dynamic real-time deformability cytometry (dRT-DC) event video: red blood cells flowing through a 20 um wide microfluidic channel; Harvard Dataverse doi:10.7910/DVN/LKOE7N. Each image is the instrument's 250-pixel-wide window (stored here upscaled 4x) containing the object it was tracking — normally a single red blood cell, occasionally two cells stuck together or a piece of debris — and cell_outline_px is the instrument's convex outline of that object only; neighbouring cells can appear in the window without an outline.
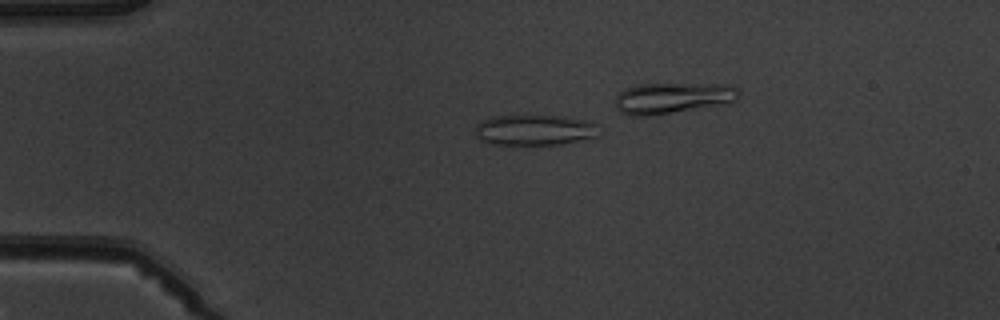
{"species": "common noctule bat (a hibernating species)", "species_latin": "Nyctalus noctula", "temperature_condition": "warm", "stored_images_in_passage": 7, "camera_frame_rate_fps": 3000, "um_per_image_px": 0.085, "animal": {"sex": "male", "body_mass_g": 19.5, "forearm_length_mm": 54.6}, "frame": {"image": 1, "passage_image": 4, "time_ms": 3.667, "image_size_px": [1000, 320], "cell_outline_px": [[600, 124], [596, 136], [564, 144], [512, 148], [492, 144], [480, 140], [476, 136], [476, 124], [492, 116], [560, 116]], "centroid_in_image_um": [45.38, 11.11], "position_along_channel_um": 39.6, "area_um2": 22.83}}